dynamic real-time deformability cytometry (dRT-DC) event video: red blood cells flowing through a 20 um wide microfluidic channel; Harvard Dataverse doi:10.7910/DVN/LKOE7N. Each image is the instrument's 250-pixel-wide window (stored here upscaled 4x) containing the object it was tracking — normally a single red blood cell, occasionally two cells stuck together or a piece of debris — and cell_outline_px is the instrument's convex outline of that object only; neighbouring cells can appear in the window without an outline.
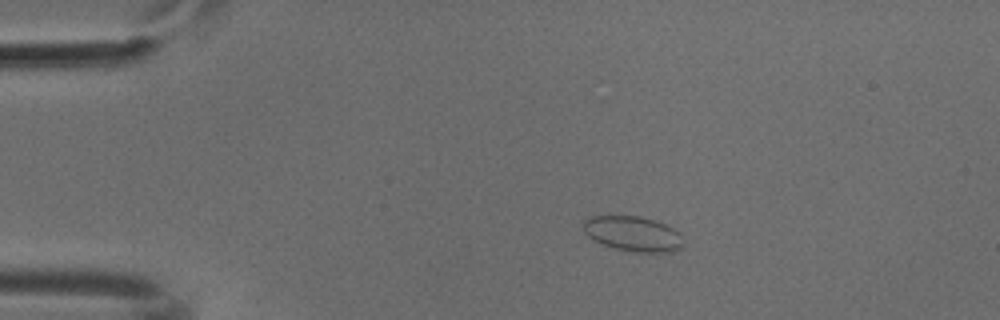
{"species": "common noctule bat (a hibernating species)", "species_latin": "Nyctalus noctula", "temperature_condition": "cold", "stored_images_in_passage": 47, "camera_frame_rate_fps": 3000, "um_per_image_px": 0.085, "animal": {"sex": "male", "body_mass_g": 18.8}, "frame": {"image": 1, "passage_image": 4, "time_ms": 1.0, "image_size_px": [1000, 320], "cell_outline_px": [[684, 244], [680, 248], [672, 252], [636, 252], [616, 248], [592, 240], [584, 232], [580, 220], [588, 216], [640, 216], [656, 220], [668, 224], [684, 240]], "centroid_in_image_um": [53.76, 19.85], "position_along_channel_um": 31.2, "area_um2": 20.69}}
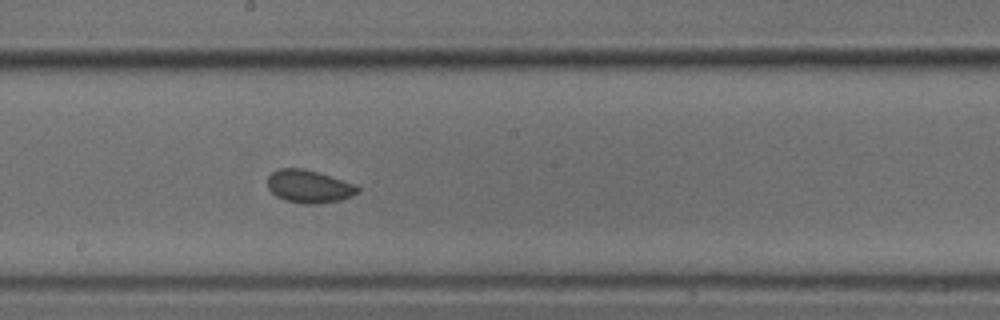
{"frame": {"image": 2, "passage_image": 23, "time_ms": 7.333, "image_size_px": [1000, 320], "cell_outline_px": [[360, 192], [352, 196], [340, 200], [316, 204], [304, 204], [284, 200], [276, 196], [268, 188], [268, 176], [272, 172], [280, 168], [304, 168], [356, 184], [360, 188]], "centroid_in_image_um": [26.28, 15.85], "position_along_channel_um": 221.9, "area_um2": 17.34}}
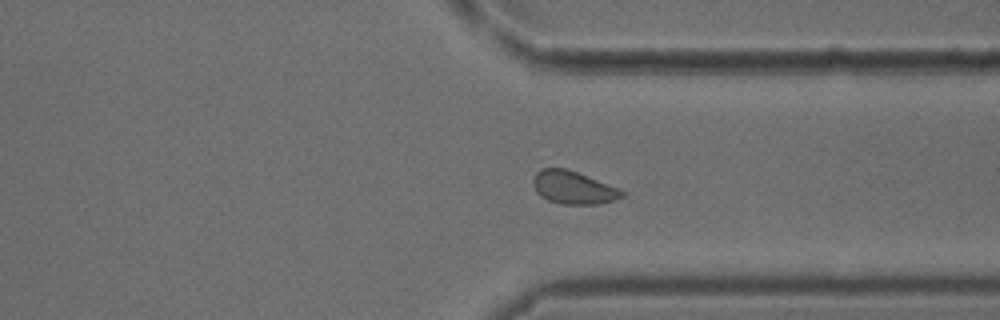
{"frame": {"image": 3, "passage_image": 34, "time_ms": 11.0, "image_size_px": [1000, 320], "cell_outline_px": [[624, 196], [616, 200], [600, 204], [564, 204], [548, 200], [540, 196], [536, 192], [532, 184], [532, 180], [536, 172], [540, 168], [564, 168], [576, 172], [616, 188], [624, 192]], "centroid_in_image_um": [48.67, 15.95], "position_along_channel_um": 362.7, "area_um2": 16.82}}